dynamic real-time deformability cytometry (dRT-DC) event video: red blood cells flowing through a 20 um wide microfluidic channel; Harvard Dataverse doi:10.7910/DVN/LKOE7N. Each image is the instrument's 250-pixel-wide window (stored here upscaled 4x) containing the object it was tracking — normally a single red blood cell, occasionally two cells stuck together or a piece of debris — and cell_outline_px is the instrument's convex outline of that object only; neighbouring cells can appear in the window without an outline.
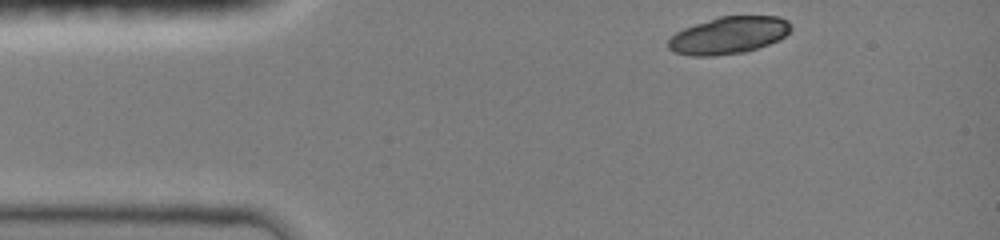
{"species": "common noctule bat (a hibernating species)", "species_latin": "Nyctalus noctula", "temperature_condition": "room temperature", "stored_images_in_passage": 37, "camera_frame_rate_fps": 3000, "um_per_image_px": 0.085, "animal": {"sex": "female", "body_mass_g": 19.0, "forearm_length_mm": 51.5}, "frame": {"image": 1, "passage_image": 1, "time_ms": 0.0, "image_size_px": [1000, 240], "cell_outline_px": [[792, 28], [780, 40], [744, 52], [712, 56], [692, 56], [676, 52], [668, 48], [668, 40], [676, 32], [684, 28], [720, 16], [780, 16], [788, 20]], "centroid_in_image_um": [61.95, 2.99], "position_along_channel_um": 23.0, "area_um2": 26.41}}
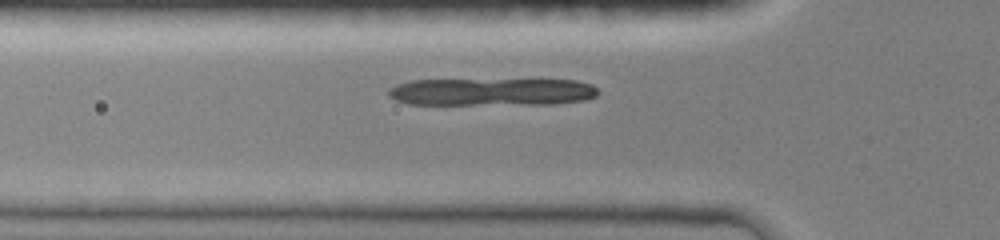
{"frame": {"image": 2, "passage_image": 10, "time_ms": 3.0, "image_size_px": [1000, 240], "cell_outline_px": [[600, 92], [596, 96], [584, 100], [552, 104], [408, 104], [396, 100], [388, 96], [388, 92], [396, 84], [412, 80], [576, 80], [592, 84]], "centroid_in_image_um": [41.82, 7.81], "position_along_channel_um": 84.0, "area_um2": 33.58}}